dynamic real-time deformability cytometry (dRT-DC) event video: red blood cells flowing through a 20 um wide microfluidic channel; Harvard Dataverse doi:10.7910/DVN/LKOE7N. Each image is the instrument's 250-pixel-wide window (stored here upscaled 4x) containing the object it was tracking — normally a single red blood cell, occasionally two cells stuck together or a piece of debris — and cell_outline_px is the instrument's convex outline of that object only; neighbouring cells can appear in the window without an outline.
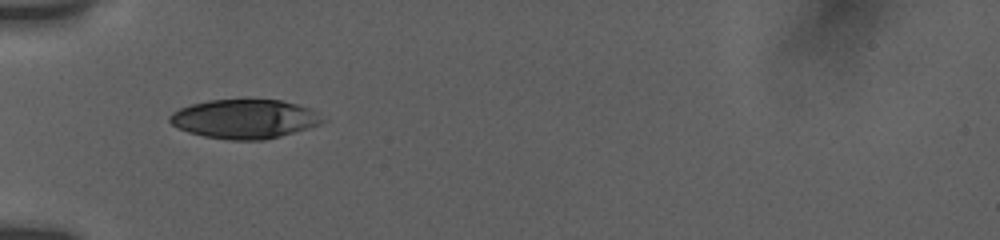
{"species": "human", "species_latin": "Homo sapiens", "temperature_condition": "room temperature", "stored_images_in_passage": 8, "camera_frame_rate_fps": 3000, "um_per_image_px": 0.085, "donor": {"sex": "female"}, "frame": {"image": 1, "passage_image": 1, "time_ms": 0.0, "image_size_px": [1000, 240], "cell_outline_px": [[328, 120], [320, 124], [308, 128], [280, 136], [264, 140], [228, 140], [204, 136], [188, 132], [176, 128], [168, 120], [168, 116], [172, 112], [180, 108], [192, 104], [208, 100], [280, 100], [312, 108]], "centroid_in_image_um": [20.8, 10.11], "position_along_channel_um": 64.2, "area_um2": 35.03}}
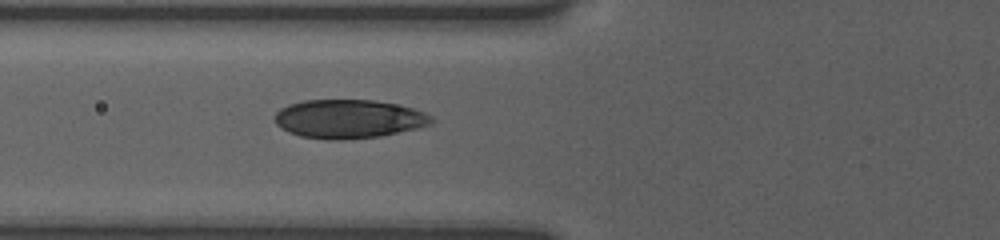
{"frame": {"image": 2, "passage_image": 5, "time_ms": 1.0, "image_size_px": [1000, 240], "cell_outline_px": [[432, 124], [416, 128], [380, 136], [344, 140], [328, 140], [300, 136], [288, 132], [280, 128], [276, 124], [272, 116], [280, 108], [288, 104], [304, 100], [372, 100], [396, 104], [412, 108], [424, 112], [432, 116]], "centroid_in_image_um": [29.58, 10.11], "position_along_channel_um": 96.2, "area_um2": 35.55}}